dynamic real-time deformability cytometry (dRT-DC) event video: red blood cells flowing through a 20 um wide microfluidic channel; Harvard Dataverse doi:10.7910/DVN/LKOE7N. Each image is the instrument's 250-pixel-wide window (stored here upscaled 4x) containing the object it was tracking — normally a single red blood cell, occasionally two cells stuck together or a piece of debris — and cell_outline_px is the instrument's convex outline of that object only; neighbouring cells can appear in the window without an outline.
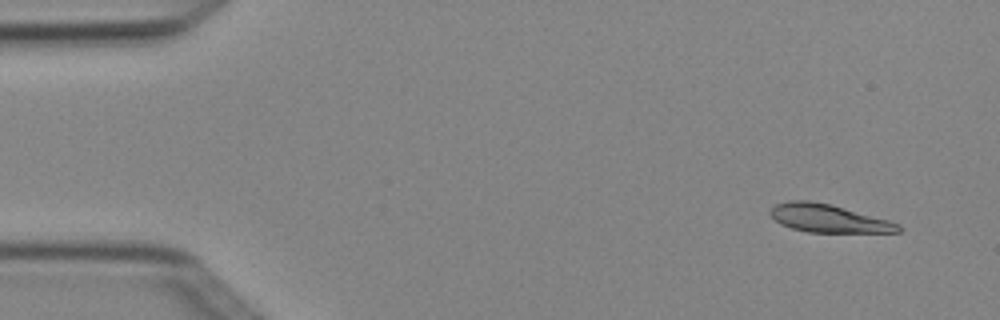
{"species": "Egyptian fruit bat (a non-hibernating species)", "species_latin": "Rousettus aegyptiacus", "temperature_condition": "cold", "stored_images_in_passage": 4, "camera_frame_rate_fps": 3000, "um_per_image_px": 0.085, "animal": {"sex": "female"}, "frame": {"image": 1, "passage_image": 1, "time_ms": 0.0, "image_size_px": [1000, 320], "cell_outline_px": [[904, 228], [900, 232], [808, 232], [792, 228], [780, 224], [768, 212], [776, 204], [788, 200], [808, 200], [832, 204], [888, 220], [900, 224]], "centroid_in_image_um": [70.43, 18.55], "position_along_channel_um": 14.6, "area_um2": 20.92}}
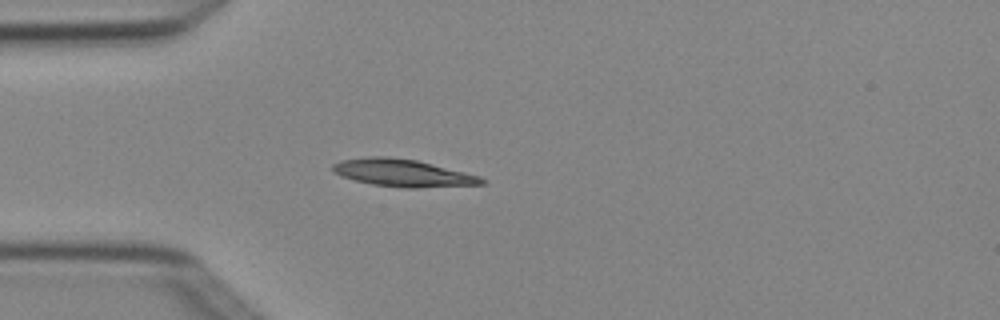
{"frame": {"image": 2, "passage_image": 4, "time_ms": 1.0, "image_size_px": [1000, 320], "cell_outline_px": [[488, 180], [484, 184], [416, 188], [404, 188], [372, 184], [340, 176], [332, 172], [332, 164], [340, 160], [368, 156], [388, 156], [416, 160], [480, 176]], "centroid_in_image_um": [34.21, 14.69], "position_along_channel_um": 50.8, "area_um2": 23.81}}